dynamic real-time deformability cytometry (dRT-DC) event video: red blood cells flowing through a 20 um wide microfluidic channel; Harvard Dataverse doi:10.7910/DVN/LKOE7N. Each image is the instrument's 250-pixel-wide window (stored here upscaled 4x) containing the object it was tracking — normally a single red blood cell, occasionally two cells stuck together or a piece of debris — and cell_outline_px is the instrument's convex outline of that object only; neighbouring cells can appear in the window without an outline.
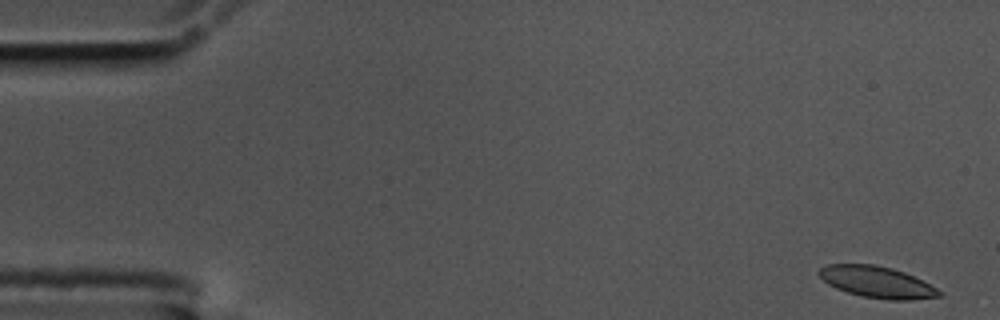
{"species": "common noctule bat (a hibernating species)", "species_latin": "Nyctalus noctula", "temperature_condition": "cold", "stored_images_in_passage": 11, "camera_frame_rate_fps": 3000, "um_per_image_px": 0.085, "animal": {"sex": "male", "body_mass_g": 17.5, "forearm_length_mm": 52.3}, "frame": {"image": 1, "passage_image": 2, "time_ms": 0.333, "image_size_px": [1000, 320], "cell_outline_px": [[944, 292], [940, 296], [912, 300], [888, 300], [864, 296], [848, 292], [836, 288], [828, 284], [820, 276], [820, 268], [828, 264], [872, 264], [892, 268], [904, 272]], "centroid_in_image_um": [74.56, 23.98], "position_along_channel_um": 10.4, "area_um2": 21.68}}